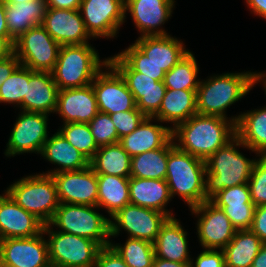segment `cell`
<instances>
[{
	"label": "cell",
	"instance_id": "cell-1",
	"mask_svg": "<svg viewBox=\"0 0 266 267\" xmlns=\"http://www.w3.org/2000/svg\"><path fill=\"white\" fill-rule=\"evenodd\" d=\"M227 119L196 113L187 121L172 128V139L178 138L179 142V144L174 142V145L206 161L236 136V123L239 116Z\"/></svg>",
	"mask_w": 266,
	"mask_h": 267
},
{
	"label": "cell",
	"instance_id": "cell-2",
	"mask_svg": "<svg viewBox=\"0 0 266 267\" xmlns=\"http://www.w3.org/2000/svg\"><path fill=\"white\" fill-rule=\"evenodd\" d=\"M173 141L168 142L165 180L171 197L178 194L192 208L208 200L205 196V161L178 149Z\"/></svg>",
	"mask_w": 266,
	"mask_h": 267
},
{
	"label": "cell",
	"instance_id": "cell-3",
	"mask_svg": "<svg viewBox=\"0 0 266 267\" xmlns=\"http://www.w3.org/2000/svg\"><path fill=\"white\" fill-rule=\"evenodd\" d=\"M235 146L245 148L235 136L205 161V196L208 200L220 190L248 183L256 159H247Z\"/></svg>",
	"mask_w": 266,
	"mask_h": 267
},
{
	"label": "cell",
	"instance_id": "cell-4",
	"mask_svg": "<svg viewBox=\"0 0 266 267\" xmlns=\"http://www.w3.org/2000/svg\"><path fill=\"white\" fill-rule=\"evenodd\" d=\"M255 85V73H225L210 77L197 88V113L227 118V107L245 96Z\"/></svg>",
	"mask_w": 266,
	"mask_h": 267
},
{
	"label": "cell",
	"instance_id": "cell-5",
	"mask_svg": "<svg viewBox=\"0 0 266 267\" xmlns=\"http://www.w3.org/2000/svg\"><path fill=\"white\" fill-rule=\"evenodd\" d=\"M107 63L108 59L100 61L97 51L88 43L61 45L53 79L59 90L84 87L92 84Z\"/></svg>",
	"mask_w": 266,
	"mask_h": 267
},
{
	"label": "cell",
	"instance_id": "cell-6",
	"mask_svg": "<svg viewBox=\"0 0 266 267\" xmlns=\"http://www.w3.org/2000/svg\"><path fill=\"white\" fill-rule=\"evenodd\" d=\"M6 192L27 212L48 224L60 205L52 175L36 174L13 183Z\"/></svg>",
	"mask_w": 266,
	"mask_h": 267
},
{
	"label": "cell",
	"instance_id": "cell-7",
	"mask_svg": "<svg viewBox=\"0 0 266 267\" xmlns=\"http://www.w3.org/2000/svg\"><path fill=\"white\" fill-rule=\"evenodd\" d=\"M98 206L60 203L49 225H55L62 232L74 234L96 241L102 247L111 242L110 219H107L96 210Z\"/></svg>",
	"mask_w": 266,
	"mask_h": 267
},
{
	"label": "cell",
	"instance_id": "cell-8",
	"mask_svg": "<svg viewBox=\"0 0 266 267\" xmlns=\"http://www.w3.org/2000/svg\"><path fill=\"white\" fill-rule=\"evenodd\" d=\"M44 224L43 233H48V252L51 265L59 267H94L102 248L94 240L59 231ZM52 229V230H51Z\"/></svg>",
	"mask_w": 266,
	"mask_h": 267
},
{
	"label": "cell",
	"instance_id": "cell-9",
	"mask_svg": "<svg viewBox=\"0 0 266 267\" xmlns=\"http://www.w3.org/2000/svg\"><path fill=\"white\" fill-rule=\"evenodd\" d=\"M58 44L42 26H36L21 34L14 42V54L20 65L33 71L52 72L59 55Z\"/></svg>",
	"mask_w": 266,
	"mask_h": 267
},
{
	"label": "cell",
	"instance_id": "cell-10",
	"mask_svg": "<svg viewBox=\"0 0 266 267\" xmlns=\"http://www.w3.org/2000/svg\"><path fill=\"white\" fill-rule=\"evenodd\" d=\"M108 63L123 77L133 94L136 107L146 117H153L159 111L167 89L164 81H157L134 71L118 54L108 58Z\"/></svg>",
	"mask_w": 266,
	"mask_h": 267
},
{
	"label": "cell",
	"instance_id": "cell-11",
	"mask_svg": "<svg viewBox=\"0 0 266 267\" xmlns=\"http://www.w3.org/2000/svg\"><path fill=\"white\" fill-rule=\"evenodd\" d=\"M110 221V236H116L120 229L128 232L130 238L142 239L154 243L161 225L168 218L164 213L150 208L127 204L118 210Z\"/></svg>",
	"mask_w": 266,
	"mask_h": 267
},
{
	"label": "cell",
	"instance_id": "cell-12",
	"mask_svg": "<svg viewBox=\"0 0 266 267\" xmlns=\"http://www.w3.org/2000/svg\"><path fill=\"white\" fill-rule=\"evenodd\" d=\"M105 67L110 71L100 70L92 82L98 111L114 114L135 110L136 102L123 77L111 64Z\"/></svg>",
	"mask_w": 266,
	"mask_h": 267
},
{
	"label": "cell",
	"instance_id": "cell-13",
	"mask_svg": "<svg viewBox=\"0 0 266 267\" xmlns=\"http://www.w3.org/2000/svg\"><path fill=\"white\" fill-rule=\"evenodd\" d=\"M79 10L93 38H113L126 17L125 0H82Z\"/></svg>",
	"mask_w": 266,
	"mask_h": 267
},
{
	"label": "cell",
	"instance_id": "cell-14",
	"mask_svg": "<svg viewBox=\"0 0 266 267\" xmlns=\"http://www.w3.org/2000/svg\"><path fill=\"white\" fill-rule=\"evenodd\" d=\"M197 216L202 214L197 223L199 242L205 249L223 250L232 240L236 228L225 212L210 200L190 208Z\"/></svg>",
	"mask_w": 266,
	"mask_h": 267
},
{
	"label": "cell",
	"instance_id": "cell-15",
	"mask_svg": "<svg viewBox=\"0 0 266 267\" xmlns=\"http://www.w3.org/2000/svg\"><path fill=\"white\" fill-rule=\"evenodd\" d=\"M48 114L22 111L16 120L7 143L6 156L20 153H41L48 139Z\"/></svg>",
	"mask_w": 266,
	"mask_h": 267
},
{
	"label": "cell",
	"instance_id": "cell-16",
	"mask_svg": "<svg viewBox=\"0 0 266 267\" xmlns=\"http://www.w3.org/2000/svg\"><path fill=\"white\" fill-rule=\"evenodd\" d=\"M43 231L29 238L0 240V265L14 267H49L48 243Z\"/></svg>",
	"mask_w": 266,
	"mask_h": 267
},
{
	"label": "cell",
	"instance_id": "cell-17",
	"mask_svg": "<svg viewBox=\"0 0 266 267\" xmlns=\"http://www.w3.org/2000/svg\"><path fill=\"white\" fill-rule=\"evenodd\" d=\"M60 203L97 206L98 180L91 166L52 174Z\"/></svg>",
	"mask_w": 266,
	"mask_h": 267
},
{
	"label": "cell",
	"instance_id": "cell-18",
	"mask_svg": "<svg viewBox=\"0 0 266 267\" xmlns=\"http://www.w3.org/2000/svg\"><path fill=\"white\" fill-rule=\"evenodd\" d=\"M41 25L60 45L88 43L91 37L80 10L47 8Z\"/></svg>",
	"mask_w": 266,
	"mask_h": 267
},
{
	"label": "cell",
	"instance_id": "cell-19",
	"mask_svg": "<svg viewBox=\"0 0 266 267\" xmlns=\"http://www.w3.org/2000/svg\"><path fill=\"white\" fill-rule=\"evenodd\" d=\"M43 228L44 223L19 206L7 192L0 195V240L33 237Z\"/></svg>",
	"mask_w": 266,
	"mask_h": 267
},
{
	"label": "cell",
	"instance_id": "cell-20",
	"mask_svg": "<svg viewBox=\"0 0 266 267\" xmlns=\"http://www.w3.org/2000/svg\"><path fill=\"white\" fill-rule=\"evenodd\" d=\"M173 7L174 0H125V12H130L134 24L142 32L140 37L167 36V32L158 27L169 19Z\"/></svg>",
	"mask_w": 266,
	"mask_h": 267
},
{
	"label": "cell",
	"instance_id": "cell-21",
	"mask_svg": "<svg viewBox=\"0 0 266 267\" xmlns=\"http://www.w3.org/2000/svg\"><path fill=\"white\" fill-rule=\"evenodd\" d=\"M55 112L61 115L64 124L89 123L99 112L92 84L59 90Z\"/></svg>",
	"mask_w": 266,
	"mask_h": 267
},
{
	"label": "cell",
	"instance_id": "cell-22",
	"mask_svg": "<svg viewBox=\"0 0 266 267\" xmlns=\"http://www.w3.org/2000/svg\"><path fill=\"white\" fill-rule=\"evenodd\" d=\"M58 92L59 88L54 82L52 72L29 69V84L20 107L28 112L54 113Z\"/></svg>",
	"mask_w": 266,
	"mask_h": 267
},
{
	"label": "cell",
	"instance_id": "cell-23",
	"mask_svg": "<svg viewBox=\"0 0 266 267\" xmlns=\"http://www.w3.org/2000/svg\"><path fill=\"white\" fill-rule=\"evenodd\" d=\"M152 119L146 117L133 132L120 138L119 144L131 157L162 148L172 139V127L153 125Z\"/></svg>",
	"mask_w": 266,
	"mask_h": 267
},
{
	"label": "cell",
	"instance_id": "cell-24",
	"mask_svg": "<svg viewBox=\"0 0 266 267\" xmlns=\"http://www.w3.org/2000/svg\"><path fill=\"white\" fill-rule=\"evenodd\" d=\"M186 236L187 232L176 218H167L161 225L159 234L153 243L155 257L174 262L191 263Z\"/></svg>",
	"mask_w": 266,
	"mask_h": 267
},
{
	"label": "cell",
	"instance_id": "cell-25",
	"mask_svg": "<svg viewBox=\"0 0 266 267\" xmlns=\"http://www.w3.org/2000/svg\"><path fill=\"white\" fill-rule=\"evenodd\" d=\"M130 204L150 208L164 213L168 218L172 213L165 209L171 200L166 180L129 178Z\"/></svg>",
	"mask_w": 266,
	"mask_h": 267
},
{
	"label": "cell",
	"instance_id": "cell-26",
	"mask_svg": "<svg viewBox=\"0 0 266 267\" xmlns=\"http://www.w3.org/2000/svg\"><path fill=\"white\" fill-rule=\"evenodd\" d=\"M150 60L168 72L186 55L183 43L167 36H143L134 43Z\"/></svg>",
	"mask_w": 266,
	"mask_h": 267
},
{
	"label": "cell",
	"instance_id": "cell-27",
	"mask_svg": "<svg viewBox=\"0 0 266 267\" xmlns=\"http://www.w3.org/2000/svg\"><path fill=\"white\" fill-rule=\"evenodd\" d=\"M44 159L60 167L45 174L78 171L90 166V160L68 143L58 131L44 143L41 153Z\"/></svg>",
	"mask_w": 266,
	"mask_h": 267
},
{
	"label": "cell",
	"instance_id": "cell-28",
	"mask_svg": "<svg viewBox=\"0 0 266 267\" xmlns=\"http://www.w3.org/2000/svg\"><path fill=\"white\" fill-rule=\"evenodd\" d=\"M5 6L7 29L14 40L29 29L41 25L47 10L45 0L5 3Z\"/></svg>",
	"mask_w": 266,
	"mask_h": 267
},
{
	"label": "cell",
	"instance_id": "cell-29",
	"mask_svg": "<svg viewBox=\"0 0 266 267\" xmlns=\"http://www.w3.org/2000/svg\"><path fill=\"white\" fill-rule=\"evenodd\" d=\"M197 91L166 89L159 111L152 117L172 122L173 128L197 113Z\"/></svg>",
	"mask_w": 266,
	"mask_h": 267
},
{
	"label": "cell",
	"instance_id": "cell-30",
	"mask_svg": "<svg viewBox=\"0 0 266 267\" xmlns=\"http://www.w3.org/2000/svg\"><path fill=\"white\" fill-rule=\"evenodd\" d=\"M238 116L236 136L246 148L266 156V107Z\"/></svg>",
	"mask_w": 266,
	"mask_h": 267
},
{
	"label": "cell",
	"instance_id": "cell-31",
	"mask_svg": "<svg viewBox=\"0 0 266 267\" xmlns=\"http://www.w3.org/2000/svg\"><path fill=\"white\" fill-rule=\"evenodd\" d=\"M261 239L251 230H237L223 249L226 267H251L262 246Z\"/></svg>",
	"mask_w": 266,
	"mask_h": 267
},
{
	"label": "cell",
	"instance_id": "cell-32",
	"mask_svg": "<svg viewBox=\"0 0 266 267\" xmlns=\"http://www.w3.org/2000/svg\"><path fill=\"white\" fill-rule=\"evenodd\" d=\"M90 166L96 175L131 177V156L119 143L99 147Z\"/></svg>",
	"mask_w": 266,
	"mask_h": 267
},
{
	"label": "cell",
	"instance_id": "cell-33",
	"mask_svg": "<svg viewBox=\"0 0 266 267\" xmlns=\"http://www.w3.org/2000/svg\"><path fill=\"white\" fill-rule=\"evenodd\" d=\"M97 180V206L106 208L109 216L130 204L129 178L103 174L97 175Z\"/></svg>",
	"mask_w": 266,
	"mask_h": 267
},
{
	"label": "cell",
	"instance_id": "cell-34",
	"mask_svg": "<svg viewBox=\"0 0 266 267\" xmlns=\"http://www.w3.org/2000/svg\"><path fill=\"white\" fill-rule=\"evenodd\" d=\"M168 161V143L159 149L131 157V177L165 180Z\"/></svg>",
	"mask_w": 266,
	"mask_h": 267
},
{
	"label": "cell",
	"instance_id": "cell-35",
	"mask_svg": "<svg viewBox=\"0 0 266 267\" xmlns=\"http://www.w3.org/2000/svg\"><path fill=\"white\" fill-rule=\"evenodd\" d=\"M199 71L194 55L189 51L181 60L165 73L164 85L171 90L197 91L200 81L197 79Z\"/></svg>",
	"mask_w": 266,
	"mask_h": 267
},
{
	"label": "cell",
	"instance_id": "cell-36",
	"mask_svg": "<svg viewBox=\"0 0 266 267\" xmlns=\"http://www.w3.org/2000/svg\"><path fill=\"white\" fill-rule=\"evenodd\" d=\"M122 257L128 267H152L155 258L153 243L136 238L126 240L125 244H110Z\"/></svg>",
	"mask_w": 266,
	"mask_h": 267
},
{
	"label": "cell",
	"instance_id": "cell-37",
	"mask_svg": "<svg viewBox=\"0 0 266 267\" xmlns=\"http://www.w3.org/2000/svg\"><path fill=\"white\" fill-rule=\"evenodd\" d=\"M59 132L70 145L80 151L89 160L94 157L99 149L88 123H66Z\"/></svg>",
	"mask_w": 266,
	"mask_h": 267
},
{
	"label": "cell",
	"instance_id": "cell-38",
	"mask_svg": "<svg viewBox=\"0 0 266 267\" xmlns=\"http://www.w3.org/2000/svg\"><path fill=\"white\" fill-rule=\"evenodd\" d=\"M29 84V68L19 65L0 87V103H17L21 106Z\"/></svg>",
	"mask_w": 266,
	"mask_h": 267
},
{
	"label": "cell",
	"instance_id": "cell-39",
	"mask_svg": "<svg viewBox=\"0 0 266 267\" xmlns=\"http://www.w3.org/2000/svg\"><path fill=\"white\" fill-rule=\"evenodd\" d=\"M134 71L145 74L157 81H163L165 71L154 64L135 44L118 54Z\"/></svg>",
	"mask_w": 266,
	"mask_h": 267
},
{
	"label": "cell",
	"instance_id": "cell-40",
	"mask_svg": "<svg viewBox=\"0 0 266 267\" xmlns=\"http://www.w3.org/2000/svg\"><path fill=\"white\" fill-rule=\"evenodd\" d=\"M88 124L98 147L119 143L117 130L109 114L98 112Z\"/></svg>",
	"mask_w": 266,
	"mask_h": 267
},
{
	"label": "cell",
	"instance_id": "cell-41",
	"mask_svg": "<svg viewBox=\"0 0 266 267\" xmlns=\"http://www.w3.org/2000/svg\"><path fill=\"white\" fill-rule=\"evenodd\" d=\"M248 185L253 204L266 205V156L255 161Z\"/></svg>",
	"mask_w": 266,
	"mask_h": 267
},
{
	"label": "cell",
	"instance_id": "cell-42",
	"mask_svg": "<svg viewBox=\"0 0 266 267\" xmlns=\"http://www.w3.org/2000/svg\"><path fill=\"white\" fill-rule=\"evenodd\" d=\"M210 201L215 205L253 204L248 183L220 190Z\"/></svg>",
	"mask_w": 266,
	"mask_h": 267
},
{
	"label": "cell",
	"instance_id": "cell-43",
	"mask_svg": "<svg viewBox=\"0 0 266 267\" xmlns=\"http://www.w3.org/2000/svg\"><path fill=\"white\" fill-rule=\"evenodd\" d=\"M221 208L230 219L236 230L250 229L253 223L255 205H216Z\"/></svg>",
	"mask_w": 266,
	"mask_h": 267
},
{
	"label": "cell",
	"instance_id": "cell-44",
	"mask_svg": "<svg viewBox=\"0 0 266 267\" xmlns=\"http://www.w3.org/2000/svg\"><path fill=\"white\" fill-rule=\"evenodd\" d=\"M109 115L115 125L119 139L133 132L146 118L138 108Z\"/></svg>",
	"mask_w": 266,
	"mask_h": 267
},
{
	"label": "cell",
	"instance_id": "cell-45",
	"mask_svg": "<svg viewBox=\"0 0 266 267\" xmlns=\"http://www.w3.org/2000/svg\"><path fill=\"white\" fill-rule=\"evenodd\" d=\"M193 263L191 260L190 267H226L223 250L205 249Z\"/></svg>",
	"mask_w": 266,
	"mask_h": 267
},
{
	"label": "cell",
	"instance_id": "cell-46",
	"mask_svg": "<svg viewBox=\"0 0 266 267\" xmlns=\"http://www.w3.org/2000/svg\"><path fill=\"white\" fill-rule=\"evenodd\" d=\"M94 267H128L118 252L111 246L102 247Z\"/></svg>",
	"mask_w": 266,
	"mask_h": 267
},
{
	"label": "cell",
	"instance_id": "cell-47",
	"mask_svg": "<svg viewBox=\"0 0 266 267\" xmlns=\"http://www.w3.org/2000/svg\"><path fill=\"white\" fill-rule=\"evenodd\" d=\"M250 229L261 239L262 243H266V205L255 207Z\"/></svg>",
	"mask_w": 266,
	"mask_h": 267
},
{
	"label": "cell",
	"instance_id": "cell-48",
	"mask_svg": "<svg viewBox=\"0 0 266 267\" xmlns=\"http://www.w3.org/2000/svg\"><path fill=\"white\" fill-rule=\"evenodd\" d=\"M19 65L20 61L15 54L0 61V87Z\"/></svg>",
	"mask_w": 266,
	"mask_h": 267
},
{
	"label": "cell",
	"instance_id": "cell-49",
	"mask_svg": "<svg viewBox=\"0 0 266 267\" xmlns=\"http://www.w3.org/2000/svg\"><path fill=\"white\" fill-rule=\"evenodd\" d=\"M47 8L79 10L82 0H45Z\"/></svg>",
	"mask_w": 266,
	"mask_h": 267
},
{
	"label": "cell",
	"instance_id": "cell-50",
	"mask_svg": "<svg viewBox=\"0 0 266 267\" xmlns=\"http://www.w3.org/2000/svg\"><path fill=\"white\" fill-rule=\"evenodd\" d=\"M14 42L11 36H0V61L14 54Z\"/></svg>",
	"mask_w": 266,
	"mask_h": 267
},
{
	"label": "cell",
	"instance_id": "cell-51",
	"mask_svg": "<svg viewBox=\"0 0 266 267\" xmlns=\"http://www.w3.org/2000/svg\"><path fill=\"white\" fill-rule=\"evenodd\" d=\"M254 14L266 19V0H246Z\"/></svg>",
	"mask_w": 266,
	"mask_h": 267
},
{
	"label": "cell",
	"instance_id": "cell-52",
	"mask_svg": "<svg viewBox=\"0 0 266 267\" xmlns=\"http://www.w3.org/2000/svg\"><path fill=\"white\" fill-rule=\"evenodd\" d=\"M152 267H190V263H181L155 257Z\"/></svg>",
	"mask_w": 266,
	"mask_h": 267
},
{
	"label": "cell",
	"instance_id": "cell-53",
	"mask_svg": "<svg viewBox=\"0 0 266 267\" xmlns=\"http://www.w3.org/2000/svg\"><path fill=\"white\" fill-rule=\"evenodd\" d=\"M5 13H6L5 3L2 0H0V36H10L7 29Z\"/></svg>",
	"mask_w": 266,
	"mask_h": 267
},
{
	"label": "cell",
	"instance_id": "cell-54",
	"mask_svg": "<svg viewBox=\"0 0 266 267\" xmlns=\"http://www.w3.org/2000/svg\"><path fill=\"white\" fill-rule=\"evenodd\" d=\"M251 267H266V243H263L259 253L254 258Z\"/></svg>",
	"mask_w": 266,
	"mask_h": 267
},
{
	"label": "cell",
	"instance_id": "cell-55",
	"mask_svg": "<svg viewBox=\"0 0 266 267\" xmlns=\"http://www.w3.org/2000/svg\"><path fill=\"white\" fill-rule=\"evenodd\" d=\"M263 78V79H262ZM265 78V79H264ZM261 80H265L264 81V89H265V92H266V75L265 74H262V73H255V83L257 82H260ZM266 94V93H265Z\"/></svg>",
	"mask_w": 266,
	"mask_h": 267
},
{
	"label": "cell",
	"instance_id": "cell-56",
	"mask_svg": "<svg viewBox=\"0 0 266 267\" xmlns=\"http://www.w3.org/2000/svg\"><path fill=\"white\" fill-rule=\"evenodd\" d=\"M4 3H12V4H17V3H22V2H31L35 0H2Z\"/></svg>",
	"mask_w": 266,
	"mask_h": 267
},
{
	"label": "cell",
	"instance_id": "cell-57",
	"mask_svg": "<svg viewBox=\"0 0 266 267\" xmlns=\"http://www.w3.org/2000/svg\"><path fill=\"white\" fill-rule=\"evenodd\" d=\"M0 267H14V266H9V265H0Z\"/></svg>",
	"mask_w": 266,
	"mask_h": 267
}]
</instances>
